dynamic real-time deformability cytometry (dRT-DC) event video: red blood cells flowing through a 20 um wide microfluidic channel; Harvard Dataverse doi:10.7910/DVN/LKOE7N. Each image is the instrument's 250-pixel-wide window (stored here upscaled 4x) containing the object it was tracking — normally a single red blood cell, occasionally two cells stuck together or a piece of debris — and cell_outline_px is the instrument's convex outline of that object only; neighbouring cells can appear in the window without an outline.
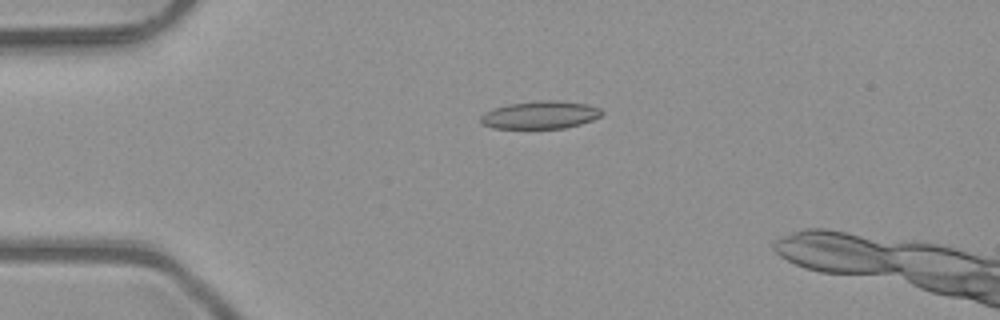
{"species": "common noctule bat (a hibernating species)", "species_latin": "Nyctalus noctula", "temperature_condition": "room temperature", "stored_images_in_passage": 8, "camera_frame_rate_fps": 3000, "um_per_image_px": 0.085, "animal": {"sex": "male", "body_mass_g": 23.1, "forearm_length_mm": 52.7}, "frame": {"image": 1, "passage_image": 4, "time_ms": 1.0, "image_size_px": [1000, 320], "cell_outline_px": [[604, 112], [600, 116], [592, 120], [580, 124], [564, 128], [492, 128], [480, 124], [480, 116], [484, 112], [508, 104], [540, 100], [556, 100], [588, 104], [600, 108]], "centroid_in_image_um": [45.92, 9.77], "position_along_channel_um": 39.1, "area_um2": 19.65}}
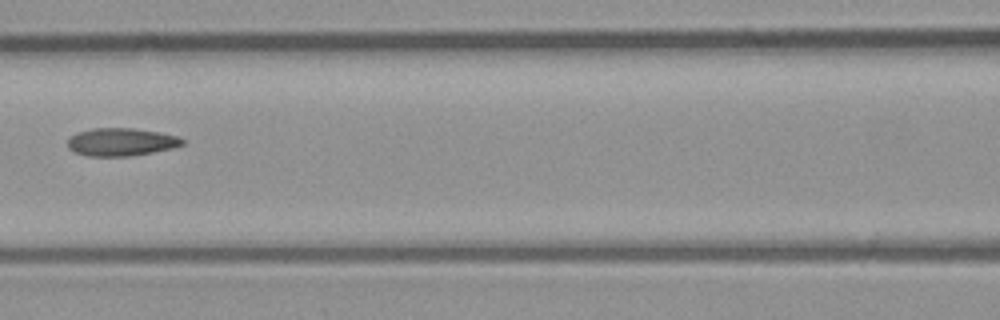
{"frame": {"image": 2, "passage_image": 7, "time_ms": 2.0, "image_size_px": [1000, 320], "cell_outline_px": [[184, 144], [172, 148], [152, 152], [128, 156], [88, 156], [76, 152], [68, 148], [68, 140], [72, 136], [80, 132], [92, 128], [132, 128], [160, 132], [176, 136], [184, 140]], "centroid_in_image_um": [10.31, 12.06], "position_along_channel_um": 156.3, "area_um2": 18.38}}
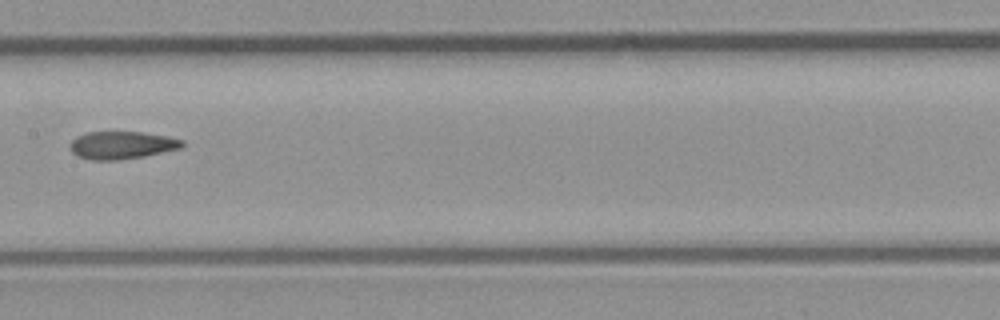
{"frame": {"image": 3, "passage_image": 8, "time_ms": 2.333, "image_size_px": [1000, 320], "cell_outline_px": [[184, 144], [180, 148], [144, 156], [120, 160], [92, 160], [76, 156], [68, 148], [68, 144], [76, 136], [84, 132], [144, 132], [168, 136], [184, 140]], "centroid_in_image_um": [10.3, 12.33], "position_along_channel_um": 197.1, "area_um2": 18.32}}